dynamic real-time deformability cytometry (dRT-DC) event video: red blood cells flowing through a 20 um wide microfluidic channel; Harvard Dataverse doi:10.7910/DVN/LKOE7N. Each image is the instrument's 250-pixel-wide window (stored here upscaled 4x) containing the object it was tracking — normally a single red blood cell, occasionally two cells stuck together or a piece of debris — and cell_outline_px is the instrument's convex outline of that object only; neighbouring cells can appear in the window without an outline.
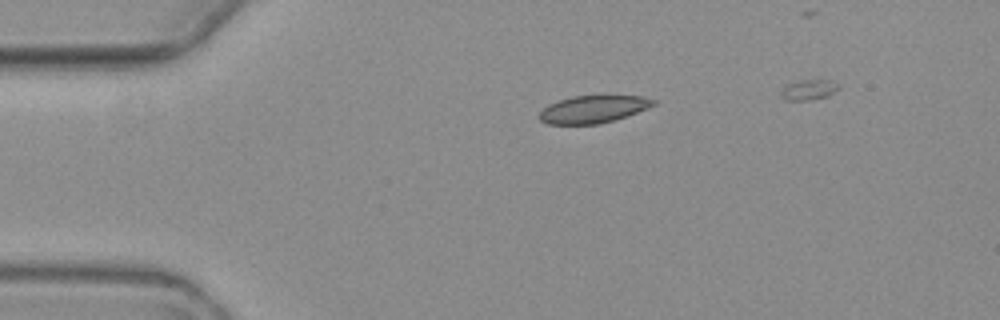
{"species": "common noctule bat (a hibernating species)", "species_latin": "Nyctalus noctula", "temperature_condition": "warm", "stored_images_in_passage": 3, "camera_frame_rate_fps": 3000, "um_per_image_px": 0.085, "animal": {"sex": "female", "body_mass_g": 19.3, "forearm_length_mm": 54.1}, "frame": {"image": 1, "passage_image": 3, "time_ms": 2.333, "image_size_px": [1000, 320], "cell_outline_px": [[656, 104], [648, 108], [628, 116], [600, 124], [548, 124], [540, 120], [536, 116], [548, 104], [572, 96], [644, 96], [656, 100]], "centroid_in_image_um": [50.43, 9.29], "position_along_channel_um": 34.6, "area_um2": 18.32}}